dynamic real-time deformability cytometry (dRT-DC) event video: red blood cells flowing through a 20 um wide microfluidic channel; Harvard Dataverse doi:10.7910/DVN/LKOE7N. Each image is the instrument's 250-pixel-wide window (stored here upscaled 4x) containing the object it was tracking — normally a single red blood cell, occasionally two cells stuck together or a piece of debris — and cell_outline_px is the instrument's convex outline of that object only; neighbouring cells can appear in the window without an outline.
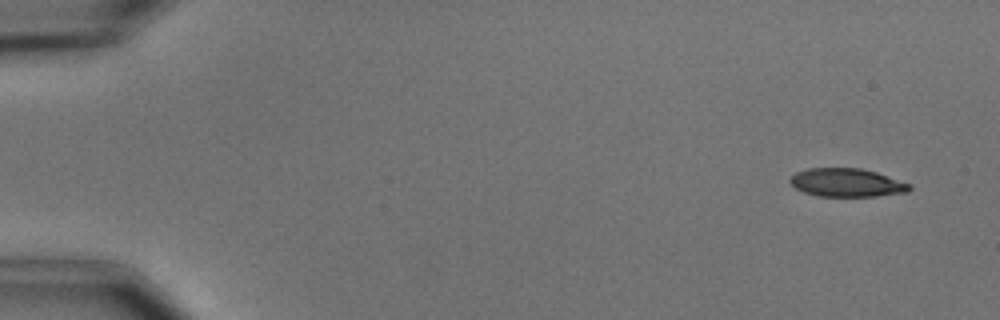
{"species": "common noctule bat (a hibernating species)", "species_latin": "Nyctalus noctula", "temperature_condition": "cold", "stored_images_in_passage": 5, "camera_frame_rate_fps": 3000, "um_per_image_px": 0.085, "animal": {"sex": "male", "body_mass_g": 15.6}, "frame": {"image": 1, "passage_image": 1, "time_ms": 0.0, "image_size_px": [1000, 320], "cell_outline_px": [[912, 188], [908, 192], [876, 196], [816, 196], [804, 192], [796, 188], [788, 180], [796, 172], [808, 168], [860, 168], [876, 172], [912, 184]], "centroid_in_image_um": [71.99, 15.52], "position_along_channel_um": 13.0, "area_um2": 19.77}}